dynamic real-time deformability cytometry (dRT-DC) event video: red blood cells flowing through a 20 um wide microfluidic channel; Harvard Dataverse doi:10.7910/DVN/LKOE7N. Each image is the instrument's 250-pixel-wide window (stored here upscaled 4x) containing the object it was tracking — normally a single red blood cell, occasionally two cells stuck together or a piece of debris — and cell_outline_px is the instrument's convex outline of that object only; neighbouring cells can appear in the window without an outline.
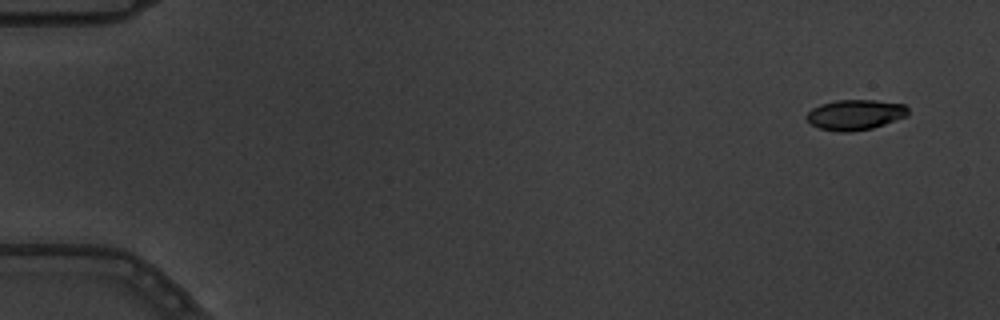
{"species": "common noctule bat (a hibernating species)", "species_latin": "Nyctalus noctula", "temperature_condition": "warm", "stored_images_in_passage": 3, "camera_frame_rate_fps": 3000, "um_per_image_px": 0.085, "animal": {"sex": "male", "body_mass_g": 19.5, "forearm_length_mm": 54.6}, "frame": {"image": 1, "passage_image": 1, "time_ms": 0.0, "image_size_px": [1000, 320], "cell_outline_px": [[908, 116], [872, 128], [852, 132], [840, 132], [820, 128], [812, 124], [804, 116], [812, 108], [820, 104], [836, 100], [876, 100], [904, 104], [908, 108]], "centroid_in_image_um": [72.69, 9.75], "position_along_channel_um": 12.3, "area_um2": 17.98}}